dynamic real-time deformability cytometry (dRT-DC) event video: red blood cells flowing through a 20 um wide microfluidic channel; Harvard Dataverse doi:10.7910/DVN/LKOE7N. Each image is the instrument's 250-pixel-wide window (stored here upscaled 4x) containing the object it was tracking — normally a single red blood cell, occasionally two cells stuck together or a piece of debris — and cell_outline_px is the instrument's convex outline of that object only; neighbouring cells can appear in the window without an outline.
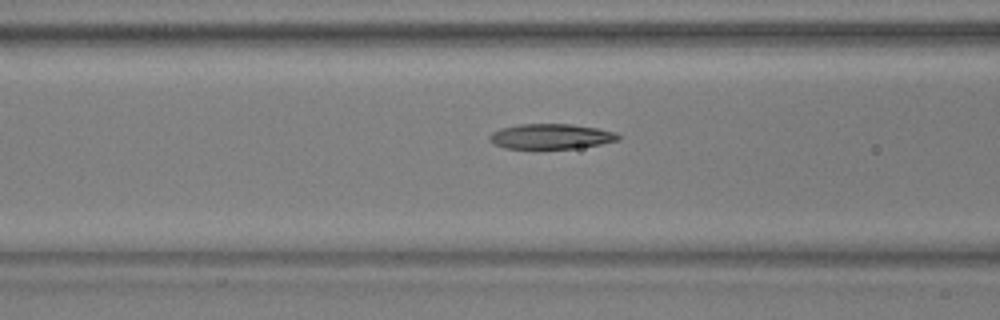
{"species": "common noctule bat (a hibernating species)", "species_latin": "Nyctalus noctula", "temperature_condition": "warm", "stored_images_in_passage": 42, "camera_frame_rate_fps": 3000, "um_per_image_px": 0.085, "animal": {"sex": "male", "body_mass_g": 17.9, "forearm_length_mm": 54.2}, "frame": {"image": 1, "passage_image": 18, "time_ms": 5.667, "image_size_px": [1000, 320], "cell_outline_px": [[620, 140], [600, 144], [572, 148], [504, 148], [496, 144], [488, 136], [492, 132], [500, 128], [520, 124], [572, 124], [596, 128], [616, 132], [620, 136]], "centroid_in_image_um": [46.85, 11.58], "position_along_channel_um": 119.8, "area_um2": 18.61}}
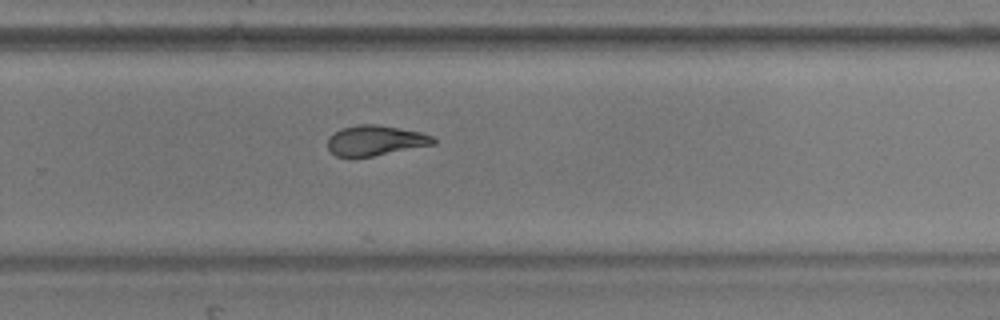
{"frame": {"image": 2, "passage_image": 32, "time_ms": 10.333, "image_size_px": [1000, 320], "cell_outline_px": [[436, 144], [372, 156], [336, 156], [328, 148], [328, 136], [340, 128], [360, 124], [376, 124], [424, 132], [432, 136], [436, 140]], "centroid_in_image_um": [31.93, 11.92], "position_along_channel_um": 297.9, "area_um2": 18.61}}
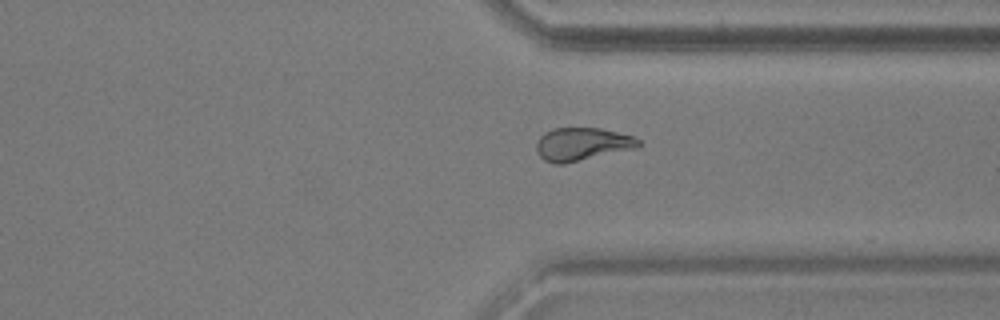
{"frame": {"image": 3, "passage_image": 37, "time_ms": 12.0, "image_size_px": [1000, 320], "cell_outline_px": [[640, 144], [636, 148], [564, 164], [556, 164], [544, 160], [536, 152], [536, 144], [540, 136], [544, 132], [552, 128], [600, 128], [632, 136], [640, 140]], "centroid_in_image_um": [49.44, 12.25], "position_along_channel_um": 362.0, "area_um2": 19.59}}